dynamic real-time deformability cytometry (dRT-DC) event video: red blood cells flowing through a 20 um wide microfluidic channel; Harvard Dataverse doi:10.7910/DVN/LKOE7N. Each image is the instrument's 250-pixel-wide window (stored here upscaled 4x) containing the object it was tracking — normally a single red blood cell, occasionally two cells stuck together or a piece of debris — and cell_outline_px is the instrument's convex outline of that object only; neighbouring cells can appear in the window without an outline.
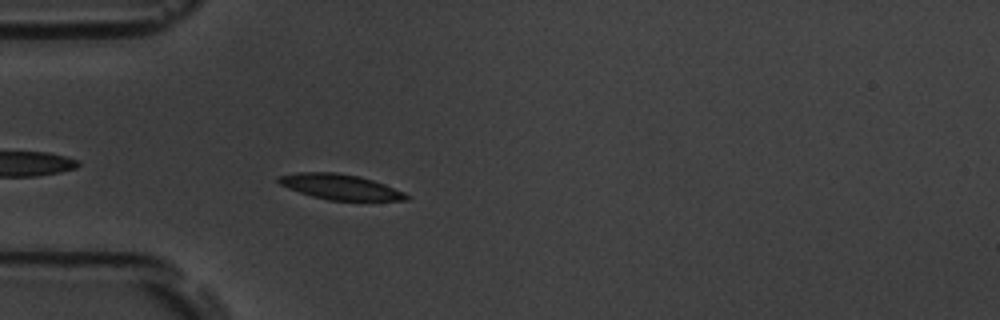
{"species": "common noctule bat (a hibernating species)", "species_latin": "Nyctalus noctula", "temperature_condition": "room temperature", "stored_images_in_passage": 45, "camera_frame_rate_fps": 3000, "um_per_image_px": 0.085, "animal": {"sex": "male", "body_mass_g": 19.5, "forearm_length_mm": 54.6}, "frame": {"image": 1, "passage_image": 4, "time_ms": 1.0, "image_size_px": [1000, 320], "cell_outline_px": [[412, 196], [408, 200], [328, 200], [312, 196], [288, 188], [280, 184], [276, 180], [276, 176], [296, 172], [336, 172], [360, 176], [384, 184], [404, 192]], "centroid_in_image_um": [28.9, 15.87], "position_along_channel_um": 56.1, "area_um2": 18.9}}
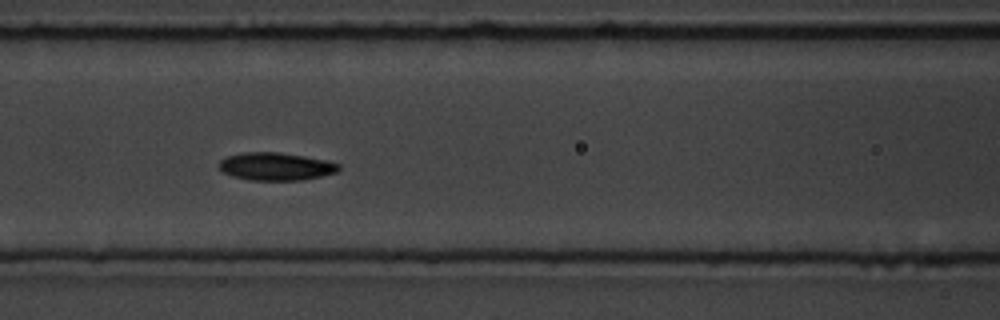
{"frame": {"image": 2, "passage_image": 12, "time_ms": 3.667, "image_size_px": [1000, 320], "cell_outline_px": [[340, 168], [336, 172], [320, 176], [300, 180], [248, 180], [232, 176], [224, 172], [220, 168], [220, 160], [228, 156], [244, 152], [280, 152], [304, 156], [324, 160], [340, 164]], "centroid_in_image_um": [23.44, 14.14], "position_along_channel_um": 143.2, "area_um2": 19.19}}
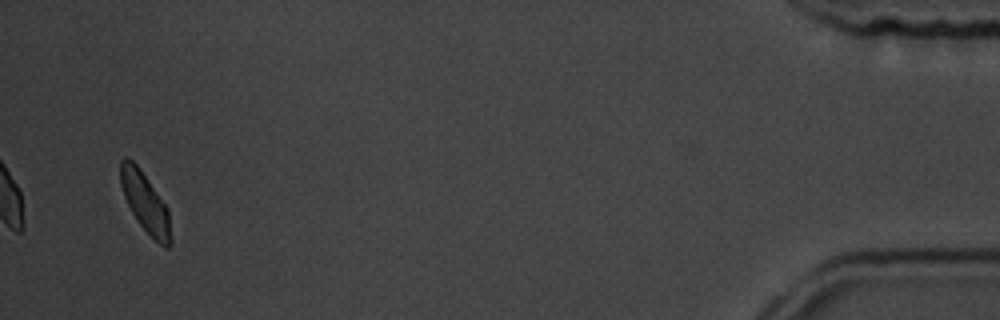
{"frame": {"image": 3, "passage_image": 43, "time_ms": 14.0, "image_size_px": [1000, 320], "cell_outline_px": [[172, 244], [168, 248], [164, 248], [140, 224], [132, 212], [124, 196], [120, 184], [120, 160], [124, 156], [132, 160], [140, 168], [168, 208], [172, 240]], "centroid_in_image_um": [12.35, 17.2], "position_along_channel_um": 422.8, "area_um2": 17.4}, "authors_computed_cell_mechanics": {"area_um2": 18.785, "velocity_mm_per_s": 3.5089, "shape_relaxation_time_tau1_ms": 2.0297, "shape_relaxation_time_tau2_ms": 2.4128, "deformation_change_tau1": 0.0936, "deformation_change_tau2": 0.0595}}